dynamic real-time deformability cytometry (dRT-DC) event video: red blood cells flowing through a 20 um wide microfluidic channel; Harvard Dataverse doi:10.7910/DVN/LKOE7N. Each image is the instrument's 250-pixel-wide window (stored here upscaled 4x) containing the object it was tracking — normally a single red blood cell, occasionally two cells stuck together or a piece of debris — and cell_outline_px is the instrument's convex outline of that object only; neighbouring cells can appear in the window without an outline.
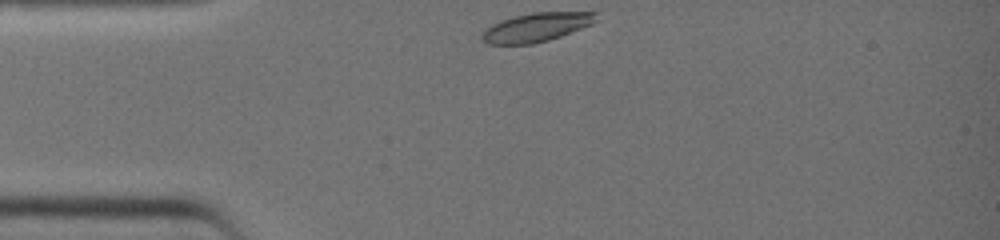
{"species": "common noctule bat (a hibernating species)", "species_latin": "Nyctalus noctula", "temperature_condition": "warm", "stored_images_in_passage": 10, "camera_frame_rate_fps": 3000, "um_per_image_px": 0.085, "animal": {"sex": "female", "body_mass_g": 19.0, "forearm_length_mm": 51.5}, "frame": {"image": 1, "passage_image": 1, "time_ms": 0.0, "image_size_px": [1000, 240], "cell_outline_px": [[596, 20], [592, 24], [560, 36], [548, 40], [532, 44], [488, 44], [480, 36], [484, 28], [500, 20], [532, 12], [596, 12]], "centroid_in_image_um": [45.55, 2.31], "position_along_channel_um": 39.4, "area_um2": 19.07}}
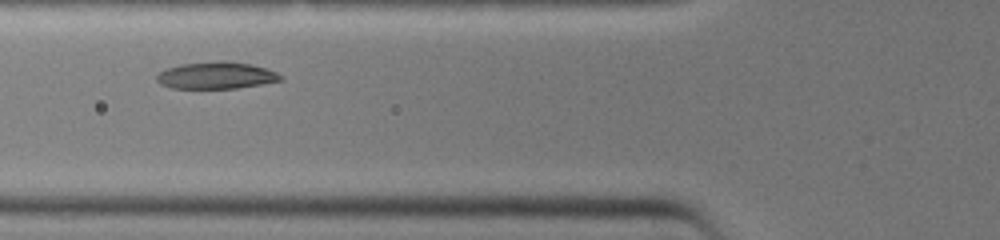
{"frame": {"image": 2, "passage_image": 7, "time_ms": 2.0, "image_size_px": [1000, 240], "cell_outline_px": [[284, 80], [236, 88], [172, 88], [160, 84], [156, 80], [156, 76], [164, 68], [180, 64], [220, 60], [224, 60], [252, 64], [276, 72], [284, 76]], "centroid_in_image_um": [18.37, 6.4], "position_along_channel_um": 107.4, "area_um2": 19.59}}
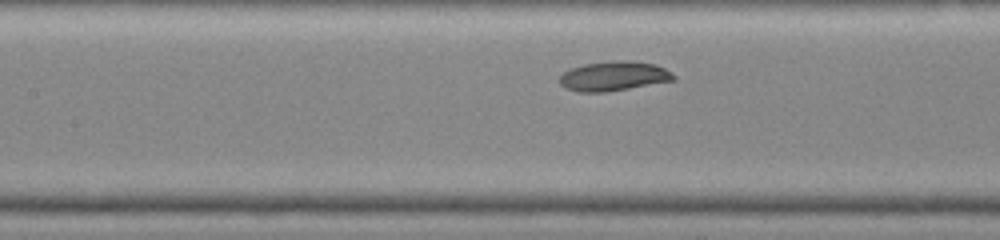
{"frame": {"image": 3, "passage_image": 10, "time_ms": 3.0, "image_size_px": [1000, 240], "cell_outline_px": [[676, 80], [604, 92], [580, 92], [564, 88], [560, 84], [560, 76], [568, 68], [584, 64], [608, 60], [632, 60], [656, 64], [672, 72], [676, 76]], "centroid_in_image_um": [52.16, 6.45], "position_along_channel_um": 155.2, "area_um2": 19.88}}